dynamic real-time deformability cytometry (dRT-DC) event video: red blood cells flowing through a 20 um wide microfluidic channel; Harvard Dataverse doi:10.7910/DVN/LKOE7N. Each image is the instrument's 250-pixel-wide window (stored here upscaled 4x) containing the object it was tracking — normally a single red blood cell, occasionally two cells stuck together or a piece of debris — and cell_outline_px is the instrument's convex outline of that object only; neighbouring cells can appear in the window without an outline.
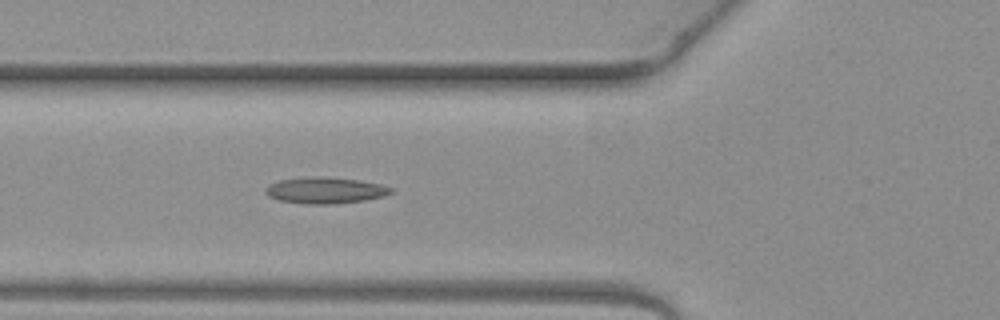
{"species": "common noctule bat (a hibernating species)", "species_latin": "Nyctalus noctula", "temperature_condition": "warm", "stored_images_in_passage": 4, "camera_frame_rate_fps": 3000, "um_per_image_px": 0.085, "animal": {"sex": "female", "body_mass_g": 19.3, "forearm_length_mm": 54.1}, "frame": {"image": 1, "passage_image": 4, "time_ms": 1.0, "image_size_px": [1000, 320], "cell_outline_px": [[392, 192], [384, 196], [364, 200], [336, 204], [308, 204], [280, 200], [268, 196], [264, 192], [268, 184], [280, 180], [320, 176], [356, 180], [380, 184], [392, 188]], "centroid_in_image_um": [27.63, 16.19], "position_along_channel_um": 98.2, "area_um2": 18.96}}